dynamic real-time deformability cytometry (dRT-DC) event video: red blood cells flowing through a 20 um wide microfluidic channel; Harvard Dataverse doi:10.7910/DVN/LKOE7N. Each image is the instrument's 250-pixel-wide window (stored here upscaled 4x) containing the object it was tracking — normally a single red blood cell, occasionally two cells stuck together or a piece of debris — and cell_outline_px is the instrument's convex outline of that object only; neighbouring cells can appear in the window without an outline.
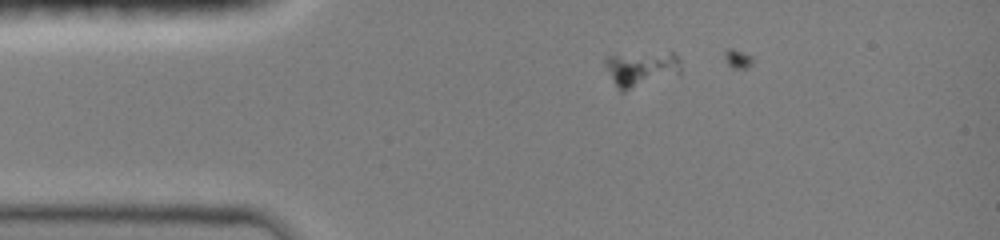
{"species": "common noctule bat (a hibernating species)", "species_latin": "Nyctalus noctula", "temperature_condition": "room temperature", "stored_images_in_passage": 10, "camera_frame_rate_fps": 3000, "um_per_image_px": 0.085, "animal": {"sex": "female", "body_mass_g": 19.0, "forearm_length_mm": 51.5}, "frame": {"image": 1, "passage_image": 4, "time_ms": 1.0, "image_size_px": [1000, 240], "cell_outline_px": [[680, 76], [624, 92], [620, 92], [604, 64], [604, 60], [608, 56], [668, 52], [672, 52], [680, 60]], "centroid_in_image_um": [54.57, 5.9], "position_along_channel_um": 30.4, "area_um2": 15.84}}
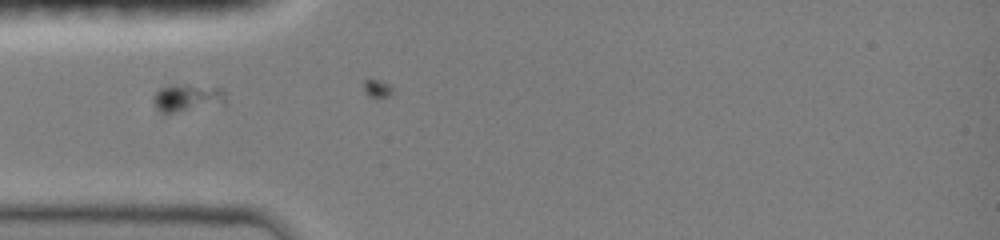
{"frame": {"image": 2, "passage_image": 9, "time_ms": 2.667, "image_size_px": [1000, 240], "cell_outline_px": [[224, 108], [168, 116], [164, 116], [156, 108], [152, 100], [156, 92], [160, 88], [172, 84], [184, 84], [220, 88], [224, 92]], "centroid_in_image_um": [15.95, 8.43], "position_along_channel_um": 69.0, "area_um2": 13.06}}